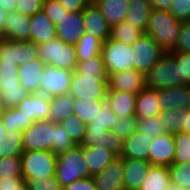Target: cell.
<instances>
[{"label":"cell","instance_id":"1","mask_svg":"<svg viewBox=\"0 0 190 190\" xmlns=\"http://www.w3.org/2000/svg\"><path fill=\"white\" fill-rule=\"evenodd\" d=\"M181 29L178 21L168 10L152 9L145 33L165 51L175 47Z\"/></svg>","mask_w":190,"mask_h":190},{"label":"cell","instance_id":"2","mask_svg":"<svg viewBox=\"0 0 190 190\" xmlns=\"http://www.w3.org/2000/svg\"><path fill=\"white\" fill-rule=\"evenodd\" d=\"M55 177L61 187L87 177H92L84 162L83 147H76L57 155Z\"/></svg>","mask_w":190,"mask_h":190},{"label":"cell","instance_id":"3","mask_svg":"<svg viewBox=\"0 0 190 190\" xmlns=\"http://www.w3.org/2000/svg\"><path fill=\"white\" fill-rule=\"evenodd\" d=\"M38 58L45 64L70 71H75L78 64L75 45L57 37L38 44Z\"/></svg>","mask_w":190,"mask_h":190},{"label":"cell","instance_id":"4","mask_svg":"<svg viewBox=\"0 0 190 190\" xmlns=\"http://www.w3.org/2000/svg\"><path fill=\"white\" fill-rule=\"evenodd\" d=\"M145 85L156 90L185 85L179 80L178 62L169 52H165L145 74Z\"/></svg>","mask_w":190,"mask_h":190},{"label":"cell","instance_id":"5","mask_svg":"<svg viewBox=\"0 0 190 190\" xmlns=\"http://www.w3.org/2000/svg\"><path fill=\"white\" fill-rule=\"evenodd\" d=\"M21 169L24 179H41L55 175L57 155L52 151L29 150L23 151Z\"/></svg>","mask_w":190,"mask_h":190},{"label":"cell","instance_id":"6","mask_svg":"<svg viewBox=\"0 0 190 190\" xmlns=\"http://www.w3.org/2000/svg\"><path fill=\"white\" fill-rule=\"evenodd\" d=\"M108 91V76L82 75L73 71L69 94L74 98L106 100Z\"/></svg>","mask_w":190,"mask_h":190},{"label":"cell","instance_id":"7","mask_svg":"<svg viewBox=\"0 0 190 190\" xmlns=\"http://www.w3.org/2000/svg\"><path fill=\"white\" fill-rule=\"evenodd\" d=\"M101 55L108 75L134 69V51L131 45L109 38L102 44Z\"/></svg>","mask_w":190,"mask_h":190},{"label":"cell","instance_id":"8","mask_svg":"<svg viewBox=\"0 0 190 190\" xmlns=\"http://www.w3.org/2000/svg\"><path fill=\"white\" fill-rule=\"evenodd\" d=\"M22 137L24 151H51L55 142V123L50 120L35 122L22 132Z\"/></svg>","mask_w":190,"mask_h":190},{"label":"cell","instance_id":"9","mask_svg":"<svg viewBox=\"0 0 190 190\" xmlns=\"http://www.w3.org/2000/svg\"><path fill=\"white\" fill-rule=\"evenodd\" d=\"M134 51V69L144 75L163 56L165 51L148 35H143L131 45Z\"/></svg>","mask_w":190,"mask_h":190},{"label":"cell","instance_id":"10","mask_svg":"<svg viewBox=\"0 0 190 190\" xmlns=\"http://www.w3.org/2000/svg\"><path fill=\"white\" fill-rule=\"evenodd\" d=\"M72 74L73 71L45 64L39 93L46 94L50 98L68 94Z\"/></svg>","mask_w":190,"mask_h":190},{"label":"cell","instance_id":"11","mask_svg":"<svg viewBox=\"0 0 190 190\" xmlns=\"http://www.w3.org/2000/svg\"><path fill=\"white\" fill-rule=\"evenodd\" d=\"M86 133L84 135L82 147H103L114 153L117 157L123 150L124 140L118 137L114 132L107 130L106 127H99L93 125L86 126Z\"/></svg>","mask_w":190,"mask_h":190},{"label":"cell","instance_id":"12","mask_svg":"<svg viewBox=\"0 0 190 190\" xmlns=\"http://www.w3.org/2000/svg\"><path fill=\"white\" fill-rule=\"evenodd\" d=\"M176 154L174 133L166 132L155 137L149 147L148 161L151 165L169 167Z\"/></svg>","mask_w":190,"mask_h":190},{"label":"cell","instance_id":"13","mask_svg":"<svg viewBox=\"0 0 190 190\" xmlns=\"http://www.w3.org/2000/svg\"><path fill=\"white\" fill-rule=\"evenodd\" d=\"M145 86V75L135 69L111 73L108 76L109 91H122L137 95Z\"/></svg>","mask_w":190,"mask_h":190},{"label":"cell","instance_id":"14","mask_svg":"<svg viewBox=\"0 0 190 190\" xmlns=\"http://www.w3.org/2000/svg\"><path fill=\"white\" fill-rule=\"evenodd\" d=\"M124 161L116 157L102 172L92 176L97 190H125Z\"/></svg>","mask_w":190,"mask_h":190},{"label":"cell","instance_id":"15","mask_svg":"<svg viewBox=\"0 0 190 190\" xmlns=\"http://www.w3.org/2000/svg\"><path fill=\"white\" fill-rule=\"evenodd\" d=\"M85 26L83 21L82 11L70 12L60 19L56 24V36L63 42L75 45L82 34Z\"/></svg>","mask_w":190,"mask_h":190},{"label":"cell","instance_id":"16","mask_svg":"<svg viewBox=\"0 0 190 190\" xmlns=\"http://www.w3.org/2000/svg\"><path fill=\"white\" fill-rule=\"evenodd\" d=\"M16 108L21 110L23 115L33 123L46 121L50 118V97L42 93H31Z\"/></svg>","mask_w":190,"mask_h":190},{"label":"cell","instance_id":"17","mask_svg":"<svg viewBox=\"0 0 190 190\" xmlns=\"http://www.w3.org/2000/svg\"><path fill=\"white\" fill-rule=\"evenodd\" d=\"M84 33L96 36L103 43L111 36V27L96 4H88L83 10Z\"/></svg>","mask_w":190,"mask_h":190},{"label":"cell","instance_id":"18","mask_svg":"<svg viewBox=\"0 0 190 190\" xmlns=\"http://www.w3.org/2000/svg\"><path fill=\"white\" fill-rule=\"evenodd\" d=\"M31 37V17L18 11L8 12L5 17L3 39L29 41Z\"/></svg>","mask_w":190,"mask_h":190},{"label":"cell","instance_id":"19","mask_svg":"<svg viewBox=\"0 0 190 190\" xmlns=\"http://www.w3.org/2000/svg\"><path fill=\"white\" fill-rule=\"evenodd\" d=\"M160 111L168 109H188L190 104V85L159 89Z\"/></svg>","mask_w":190,"mask_h":190},{"label":"cell","instance_id":"20","mask_svg":"<svg viewBox=\"0 0 190 190\" xmlns=\"http://www.w3.org/2000/svg\"><path fill=\"white\" fill-rule=\"evenodd\" d=\"M45 63L39 58L18 66L20 84L31 93H39Z\"/></svg>","mask_w":190,"mask_h":190},{"label":"cell","instance_id":"21","mask_svg":"<svg viewBox=\"0 0 190 190\" xmlns=\"http://www.w3.org/2000/svg\"><path fill=\"white\" fill-rule=\"evenodd\" d=\"M152 141L153 139L149 135H143L136 130L131 136L124 140V146L120 158L148 161L149 147Z\"/></svg>","mask_w":190,"mask_h":190},{"label":"cell","instance_id":"22","mask_svg":"<svg viewBox=\"0 0 190 190\" xmlns=\"http://www.w3.org/2000/svg\"><path fill=\"white\" fill-rule=\"evenodd\" d=\"M123 161L125 190H139L151 164L140 159L123 158Z\"/></svg>","mask_w":190,"mask_h":190},{"label":"cell","instance_id":"23","mask_svg":"<svg viewBox=\"0 0 190 190\" xmlns=\"http://www.w3.org/2000/svg\"><path fill=\"white\" fill-rule=\"evenodd\" d=\"M159 104L158 90L145 86L137 94L135 117L137 119H145L159 115L161 112Z\"/></svg>","mask_w":190,"mask_h":190},{"label":"cell","instance_id":"24","mask_svg":"<svg viewBox=\"0 0 190 190\" xmlns=\"http://www.w3.org/2000/svg\"><path fill=\"white\" fill-rule=\"evenodd\" d=\"M56 37V25L43 11L37 12L31 17V37L29 41L38 45Z\"/></svg>","mask_w":190,"mask_h":190},{"label":"cell","instance_id":"25","mask_svg":"<svg viewBox=\"0 0 190 190\" xmlns=\"http://www.w3.org/2000/svg\"><path fill=\"white\" fill-rule=\"evenodd\" d=\"M137 95L122 91H108L106 102L118 116L132 117L136 112Z\"/></svg>","mask_w":190,"mask_h":190},{"label":"cell","instance_id":"26","mask_svg":"<svg viewBox=\"0 0 190 190\" xmlns=\"http://www.w3.org/2000/svg\"><path fill=\"white\" fill-rule=\"evenodd\" d=\"M84 162L92 176L102 172L117 156L103 147H83Z\"/></svg>","mask_w":190,"mask_h":190},{"label":"cell","instance_id":"27","mask_svg":"<svg viewBox=\"0 0 190 190\" xmlns=\"http://www.w3.org/2000/svg\"><path fill=\"white\" fill-rule=\"evenodd\" d=\"M151 11L152 6L149 0H129L128 11L124 21L145 33Z\"/></svg>","mask_w":190,"mask_h":190},{"label":"cell","instance_id":"28","mask_svg":"<svg viewBox=\"0 0 190 190\" xmlns=\"http://www.w3.org/2000/svg\"><path fill=\"white\" fill-rule=\"evenodd\" d=\"M96 5L112 28L125 20L129 0H99Z\"/></svg>","mask_w":190,"mask_h":190},{"label":"cell","instance_id":"29","mask_svg":"<svg viewBox=\"0 0 190 190\" xmlns=\"http://www.w3.org/2000/svg\"><path fill=\"white\" fill-rule=\"evenodd\" d=\"M170 183L168 167L150 165L139 190H167Z\"/></svg>","mask_w":190,"mask_h":190},{"label":"cell","instance_id":"30","mask_svg":"<svg viewBox=\"0 0 190 190\" xmlns=\"http://www.w3.org/2000/svg\"><path fill=\"white\" fill-rule=\"evenodd\" d=\"M74 97L72 95L64 94L61 96L50 98V118L54 123H60L66 119L67 116L72 115L74 108Z\"/></svg>","mask_w":190,"mask_h":190},{"label":"cell","instance_id":"31","mask_svg":"<svg viewBox=\"0 0 190 190\" xmlns=\"http://www.w3.org/2000/svg\"><path fill=\"white\" fill-rule=\"evenodd\" d=\"M106 100H92L84 98H74L73 104V114L78 116L83 123L88 125L90 122L94 121L102 105Z\"/></svg>","mask_w":190,"mask_h":190},{"label":"cell","instance_id":"32","mask_svg":"<svg viewBox=\"0 0 190 190\" xmlns=\"http://www.w3.org/2000/svg\"><path fill=\"white\" fill-rule=\"evenodd\" d=\"M103 42L96 36L82 34L79 41L75 44L77 62L87 60L101 54Z\"/></svg>","mask_w":190,"mask_h":190},{"label":"cell","instance_id":"33","mask_svg":"<svg viewBox=\"0 0 190 190\" xmlns=\"http://www.w3.org/2000/svg\"><path fill=\"white\" fill-rule=\"evenodd\" d=\"M1 120L6 131L21 130L23 132L33 124V122L29 118H26L22 111L16 107L2 109Z\"/></svg>","mask_w":190,"mask_h":190},{"label":"cell","instance_id":"34","mask_svg":"<svg viewBox=\"0 0 190 190\" xmlns=\"http://www.w3.org/2000/svg\"><path fill=\"white\" fill-rule=\"evenodd\" d=\"M143 33L144 32L139 28L123 21L111 28L110 38L126 43L127 45H132L143 35Z\"/></svg>","mask_w":190,"mask_h":190},{"label":"cell","instance_id":"35","mask_svg":"<svg viewBox=\"0 0 190 190\" xmlns=\"http://www.w3.org/2000/svg\"><path fill=\"white\" fill-rule=\"evenodd\" d=\"M22 131H7L6 139L1 143L0 158L21 156L23 149Z\"/></svg>","mask_w":190,"mask_h":190},{"label":"cell","instance_id":"36","mask_svg":"<svg viewBox=\"0 0 190 190\" xmlns=\"http://www.w3.org/2000/svg\"><path fill=\"white\" fill-rule=\"evenodd\" d=\"M69 137L74 141L76 145H81L86 133V124L74 114L66 117L65 120L59 123Z\"/></svg>","mask_w":190,"mask_h":190},{"label":"cell","instance_id":"37","mask_svg":"<svg viewBox=\"0 0 190 190\" xmlns=\"http://www.w3.org/2000/svg\"><path fill=\"white\" fill-rule=\"evenodd\" d=\"M30 94L31 92L25 89L22 85H17V87L12 88H2L0 94V107L2 109L16 107Z\"/></svg>","mask_w":190,"mask_h":190},{"label":"cell","instance_id":"38","mask_svg":"<svg viewBox=\"0 0 190 190\" xmlns=\"http://www.w3.org/2000/svg\"><path fill=\"white\" fill-rule=\"evenodd\" d=\"M76 71L82 75L109 76L101 54L80 61L77 64Z\"/></svg>","mask_w":190,"mask_h":190},{"label":"cell","instance_id":"39","mask_svg":"<svg viewBox=\"0 0 190 190\" xmlns=\"http://www.w3.org/2000/svg\"><path fill=\"white\" fill-rule=\"evenodd\" d=\"M137 130L143 135H149L152 139L166 133L160 114L155 117L151 116L145 119H137Z\"/></svg>","mask_w":190,"mask_h":190},{"label":"cell","instance_id":"40","mask_svg":"<svg viewBox=\"0 0 190 190\" xmlns=\"http://www.w3.org/2000/svg\"><path fill=\"white\" fill-rule=\"evenodd\" d=\"M19 66V41L0 38V65Z\"/></svg>","mask_w":190,"mask_h":190},{"label":"cell","instance_id":"41","mask_svg":"<svg viewBox=\"0 0 190 190\" xmlns=\"http://www.w3.org/2000/svg\"><path fill=\"white\" fill-rule=\"evenodd\" d=\"M176 154L173 163H190V135L185 132L174 133Z\"/></svg>","mask_w":190,"mask_h":190},{"label":"cell","instance_id":"42","mask_svg":"<svg viewBox=\"0 0 190 190\" xmlns=\"http://www.w3.org/2000/svg\"><path fill=\"white\" fill-rule=\"evenodd\" d=\"M187 109H168L160 112L163 119L164 129L169 133H177L183 131L181 116Z\"/></svg>","mask_w":190,"mask_h":190},{"label":"cell","instance_id":"43","mask_svg":"<svg viewBox=\"0 0 190 190\" xmlns=\"http://www.w3.org/2000/svg\"><path fill=\"white\" fill-rule=\"evenodd\" d=\"M23 177L20 156L0 158V179Z\"/></svg>","mask_w":190,"mask_h":190},{"label":"cell","instance_id":"44","mask_svg":"<svg viewBox=\"0 0 190 190\" xmlns=\"http://www.w3.org/2000/svg\"><path fill=\"white\" fill-rule=\"evenodd\" d=\"M168 168L172 183L190 189V163H173Z\"/></svg>","mask_w":190,"mask_h":190},{"label":"cell","instance_id":"45","mask_svg":"<svg viewBox=\"0 0 190 190\" xmlns=\"http://www.w3.org/2000/svg\"><path fill=\"white\" fill-rule=\"evenodd\" d=\"M137 130V118L135 116L119 117V120H116L114 126H111L110 131L114 132L118 137L125 140L131 136Z\"/></svg>","mask_w":190,"mask_h":190},{"label":"cell","instance_id":"46","mask_svg":"<svg viewBox=\"0 0 190 190\" xmlns=\"http://www.w3.org/2000/svg\"><path fill=\"white\" fill-rule=\"evenodd\" d=\"M76 146L65 129L59 123H55V142H53L51 151L58 155Z\"/></svg>","mask_w":190,"mask_h":190},{"label":"cell","instance_id":"47","mask_svg":"<svg viewBox=\"0 0 190 190\" xmlns=\"http://www.w3.org/2000/svg\"><path fill=\"white\" fill-rule=\"evenodd\" d=\"M17 71V64L0 65L1 88H12L17 87V85H21Z\"/></svg>","mask_w":190,"mask_h":190},{"label":"cell","instance_id":"48","mask_svg":"<svg viewBox=\"0 0 190 190\" xmlns=\"http://www.w3.org/2000/svg\"><path fill=\"white\" fill-rule=\"evenodd\" d=\"M116 120H119V117L113 112L110 106L105 102L100 112L96 116L95 120L90 122L88 125L99 126V127H106L107 130L111 129V126H114Z\"/></svg>","mask_w":190,"mask_h":190},{"label":"cell","instance_id":"49","mask_svg":"<svg viewBox=\"0 0 190 190\" xmlns=\"http://www.w3.org/2000/svg\"><path fill=\"white\" fill-rule=\"evenodd\" d=\"M28 190H62L55 175L42 177L41 179H24Z\"/></svg>","mask_w":190,"mask_h":190},{"label":"cell","instance_id":"50","mask_svg":"<svg viewBox=\"0 0 190 190\" xmlns=\"http://www.w3.org/2000/svg\"><path fill=\"white\" fill-rule=\"evenodd\" d=\"M178 62L179 80L185 85H190V52H169Z\"/></svg>","mask_w":190,"mask_h":190},{"label":"cell","instance_id":"51","mask_svg":"<svg viewBox=\"0 0 190 190\" xmlns=\"http://www.w3.org/2000/svg\"><path fill=\"white\" fill-rule=\"evenodd\" d=\"M42 11L55 25L67 13L58 0H44Z\"/></svg>","mask_w":190,"mask_h":190},{"label":"cell","instance_id":"52","mask_svg":"<svg viewBox=\"0 0 190 190\" xmlns=\"http://www.w3.org/2000/svg\"><path fill=\"white\" fill-rule=\"evenodd\" d=\"M178 21H190V0H173L168 10Z\"/></svg>","mask_w":190,"mask_h":190},{"label":"cell","instance_id":"53","mask_svg":"<svg viewBox=\"0 0 190 190\" xmlns=\"http://www.w3.org/2000/svg\"><path fill=\"white\" fill-rule=\"evenodd\" d=\"M171 52H190V21L181 22V29L178 41Z\"/></svg>","mask_w":190,"mask_h":190},{"label":"cell","instance_id":"54","mask_svg":"<svg viewBox=\"0 0 190 190\" xmlns=\"http://www.w3.org/2000/svg\"><path fill=\"white\" fill-rule=\"evenodd\" d=\"M38 58V45L32 41H19V65Z\"/></svg>","mask_w":190,"mask_h":190},{"label":"cell","instance_id":"55","mask_svg":"<svg viewBox=\"0 0 190 190\" xmlns=\"http://www.w3.org/2000/svg\"><path fill=\"white\" fill-rule=\"evenodd\" d=\"M44 0H16V11L32 17L42 11Z\"/></svg>","mask_w":190,"mask_h":190},{"label":"cell","instance_id":"56","mask_svg":"<svg viewBox=\"0 0 190 190\" xmlns=\"http://www.w3.org/2000/svg\"><path fill=\"white\" fill-rule=\"evenodd\" d=\"M0 190H28L23 177L0 179Z\"/></svg>","mask_w":190,"mask_h":190},{"label":"cell","instance_id":"57","mask_svg":"<svg viewBox=\"0 0 190 190\" xmlns=\"http://www.w3.org/2000/svg\"><path fill=\"white\" fill-rule=\"evenodd\" d=\"M62 190H97V188L93 178L87 177L70 183Z\"/></svg>","mask_w":190,"mask_h":190},{"label":"cell","instance_id":"58","mask_svg":"<svg viewBox=\"0 0 190 190\" xmlns=\"http://www.w3.org/2000/svg\"><path fill=\"white\" fill-rule=\"evenodd\" d=\"M66 11H82L88 4L85 0H58Z\"/></svg>","mask_w":190,"mask_h":190},{"label":"cell","instance_id":"59","mask_svg":"<svg viewBox=\"0 0 190 190\" xmlns=\"http://www.w3.org/2000/svg\"><path fill=\"white\" fill-rule=\"evenodd\" d=\"M151 2L152 9L157 10H169L171 2L173 0H149Z\"/></svg>","mask_w":190,"mask_h":190},{"label":"cell","instance_id":"60","mask_svg":"<svg viewBox=\"0 0 190 190\" xmlns=\"http://www.w3.org/2000/svg\"><path fill=\"white\" fill-rule=\"evenodd\" d=\"M182 118V125H183V131L190 135V110L187 109L184 114L181 116Z\"/></svg>","mask_w":190,"mask_h":190},{"label":"cell","instance_id":"61","mask_svg":"<svg viewBox=\"0 0 190 190\" xmlns=\"http://www.w3.org/2000/svg\"><path fill=\"white\" fill-rule=\"evenodd\" d=\"M0 7L7 13L16 11V0H0Z\"/></svg>","mask_w":190,"mask_h":190},{"label":"cell","instance_id":"62","mask_svg":"<svg viewBox=\"0 0 190 190\" xmlns=\"http://www.w3.org/2000/svg\"><path fill=\"white\" fill-rule=\"evenodd\" d=\"M7 12L0 7V38H3L4 22Z\"/></svg>","mask_w":190,"mask_h":190},{"label":"cell","instance_id":"63","mask_svg":"<svg viewBox=\"0 0 190 190\" xmlns=\"http://www.w3.org/2000/svg\"><path fill=\"white\" fill-rule=\"evenodd\" d=\"M6 129L3 126L2 120L0 118V150H1V143L6 139Z\"/></svg>","mask_w":190,"mask_h":190},{"label":"cell","instance_id":"64","mask_svg":"<svg viewBox=\"0 0 190 190\" xmlns=\"http://www.w3.org/2000/svg\"><path fill=\"white\" fill-rule=\"evenodd\" d=\"M167 190H188V189H185V188H183L182 186L171 182V183L169 184Z\"/></svg>","mask_w":190,"mask_h":190},{"label":"cell","instance_id":"65","mask_svg":"<svg viewBox=\"0 0 190 190\" xmlns=\"http://www.w3.org/2000/svg\"><path fill=\"white\" fill-rule=\"evenodd\" d=\"M87 4H96L99 0H85Z\"/></svg>","mask_w":190,"mask_h":190},{"label":"cell","instance_id":"66","mask_svg":"<svg viewBox=\"0 0 190 190\" xmlns=\"http://www.w3.org/2000/svg\"><path fill=\"white\" fill-rule=\"evenodd\" d=\"M1 92H2V88H1V82H0V94H1Z\"/></svg>","mask_w":190,"mask_h":190}]
</instances>
